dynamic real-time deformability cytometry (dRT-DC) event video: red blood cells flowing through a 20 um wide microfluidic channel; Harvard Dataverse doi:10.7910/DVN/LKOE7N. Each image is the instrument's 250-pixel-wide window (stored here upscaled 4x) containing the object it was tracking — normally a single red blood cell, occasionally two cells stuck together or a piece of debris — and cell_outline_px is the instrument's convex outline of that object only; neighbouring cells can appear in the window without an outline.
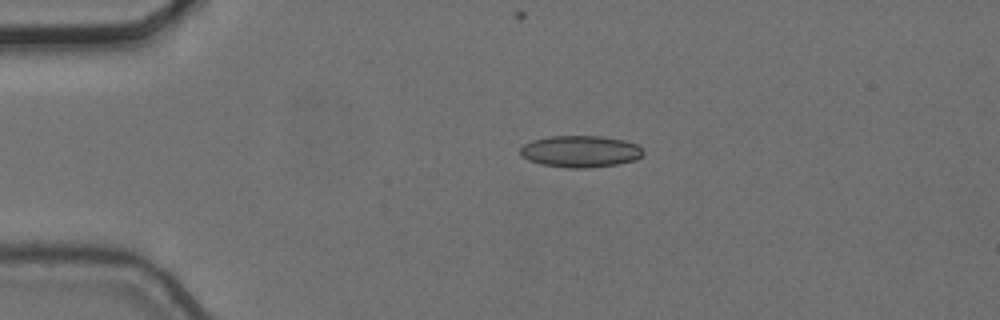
{"species": "common noctule bat (a hibernating species)", "species_latin": "Nyctalus noctula", "temperature_condition": "cold", "stored_images_in_passage": 5, "camera_frame_rate_fps": 3000, "um_per_image_px": 0.085, "animal": {"sex": "female", "body_mass_g": 24.6, "forearm_length_mm": 56.2}, "frame": {"image": 1, "passage_image": 3, "time_ms": 0.667, "image_size_px": [1000, 320], "cell_outline_px": [[644, 152], [636, 160], [620, 164], [592, 168], [568, 168], [540, 164], [528, 160], [520, 156], [520, 148], [524, 144], [532, 140], [548, 136], [600, 136], [624, 140], [636, 144]], "centroid_in_image_um": [49.31, 12.88], "position_along_channel_um": 35.7, "area_um2": 22.95}}
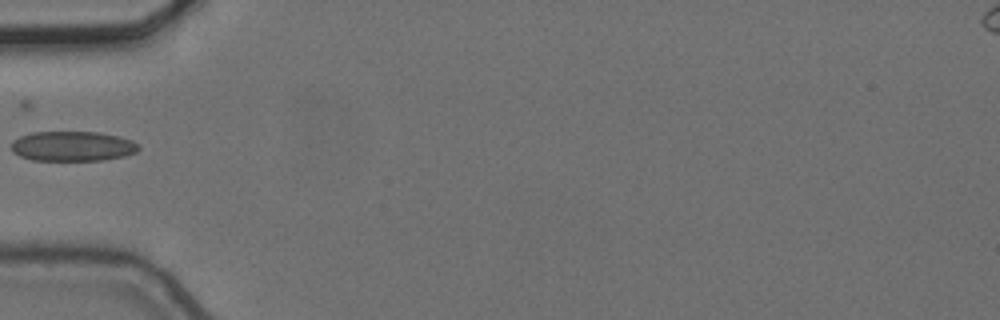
{"frame": {"image": 2, "passage_image": 5, "time_ms": 1.333, "image_size_px": [1000, 320], "cell_outline_px": [[140, 148], [136, 152], [124, 156], [104, 160], [32, 160], [20, 156], [12, 152], [12, 140], [20, 136], [32, 132], [100, 132], [120, 136], [132, 140], [140, 144]], "centroid_in_image_um": [6.19, 12.42], "position_along_channel_um": 78.8, "area_um2": 22.37}}